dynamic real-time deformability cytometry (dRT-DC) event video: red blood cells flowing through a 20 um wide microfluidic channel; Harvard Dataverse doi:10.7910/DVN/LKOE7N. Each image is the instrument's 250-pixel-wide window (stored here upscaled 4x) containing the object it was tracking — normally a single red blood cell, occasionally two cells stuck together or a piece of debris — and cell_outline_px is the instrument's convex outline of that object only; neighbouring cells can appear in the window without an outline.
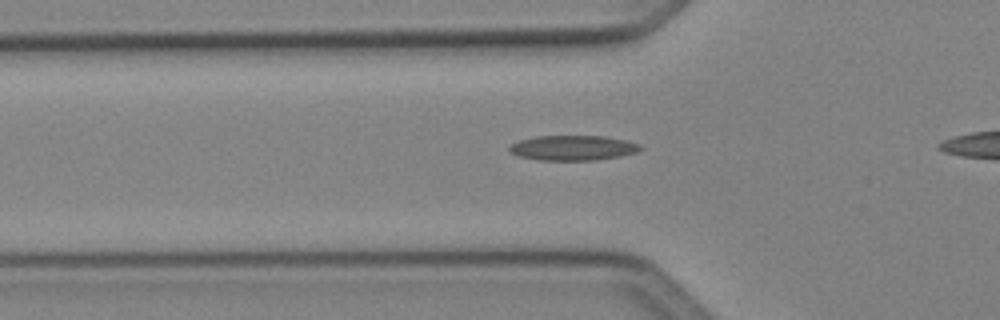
{"species": "Egyptian fruit bat (a non-hibernating species)", "species_latin": "Rousettus aegyptiacus", "temperature_condition": "cold", "stored_images_in_passage": 36, "camera_frame_rate_fps": 3000, "um_per_image_px": 0.085, "animal": {"sex": "female"}, "frame": {"image": 1, "passage_image": 12, "time_ms": 3.667, "image_size_px": [1000, 320], "cell_outline_px": [[644, 148], [636, 152], [620, 156], [596, 160], [536, 160], [516, 156], [508, 152], [508, 148], [512, 144], [520, 140], [536, 136], [604, 136], [624, 140], [640, 144]], "centroid_in_image_um": [48.66, 12.57], "position_along_channel_um": 77.1, "area_um2": 19.19}}
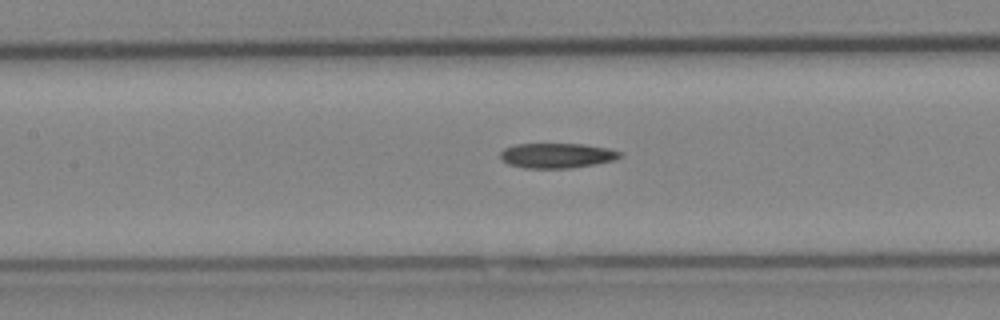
{"frame": {"image": 2, "passage_image": 18, "time_ms": 5.667, "image_size_px": [1000, 320], "cell_outline_px": [[624, 156], [616, 160], [596, 164], [572, 168], [524, 168], [508, 164], [500, 160], [500, 152], [504, 148], [516, 144], [584, 144], [608, 148], [624, 152]], "centroid_in_image_um": [47.38, 13.22], "position_along_channel_um": 160.0, "area_um2": 17.74}}
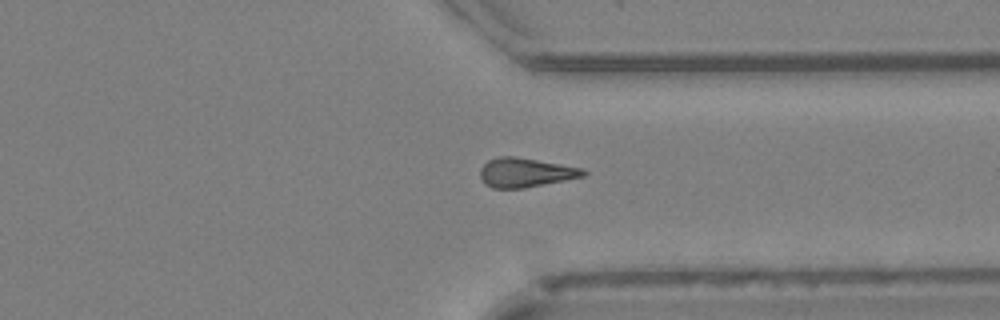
{"frame": {"image": 3, "passage_image": 33, "time_ms": 10.667, "image_size_px": [1000, 320], "cell_outline_px": [[588, 172], [584, 176], [524, 188], [492, 188], [484, 184], [480, 176], [480, 168], [488, 160], [500, 156], [512, 156], [584, 168]], "centroid_in_image_um": [44.64, 14.67], "position_along_channel_um": 366.8, "area_um2": 17.46}}